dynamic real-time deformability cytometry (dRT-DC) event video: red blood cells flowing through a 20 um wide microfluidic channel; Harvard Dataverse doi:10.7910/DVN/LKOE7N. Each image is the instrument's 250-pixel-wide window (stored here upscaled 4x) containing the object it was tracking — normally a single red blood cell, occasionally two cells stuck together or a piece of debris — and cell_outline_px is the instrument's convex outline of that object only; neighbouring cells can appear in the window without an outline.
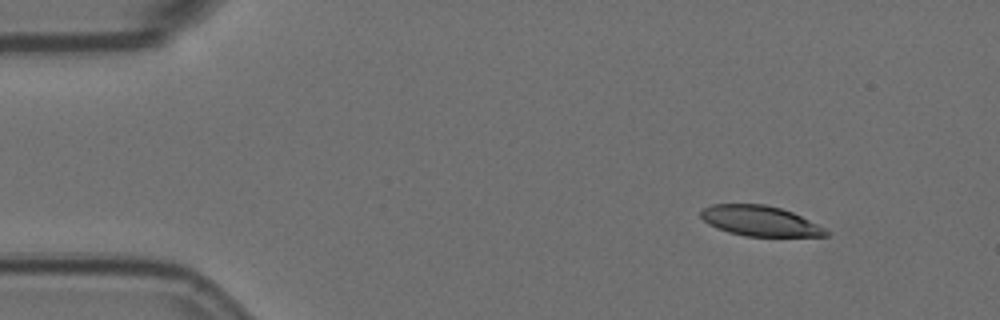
{"species": "Egyptian fruit bat (a non-hibernating species)", "species_latin": "Rousettus aegyptiacus", "temperature_condition": "room temperature", "stored_images_in_passage": 6, "camera_frame_rate_fps": 3000, "um_per_image_px": 0.085, "animal": {"sex": "female"}, "frame": {"image": 1, "passage_image": 1, "time_ms": 0.0, "image_size_px": [1000, 320], "cell_outline_px": [[828, 236], [744, 236], [728, 232], [716, 228], [708, 224], [700, 216], [700, 212], [704, 208], [712, 204], [764, 204], [780, 208], [792, 212], [824, 228], [828, 232]], "centroid_in_image_um": [64.55, 18.78], "position_along_channel_um": 20.5, "area_um2": 21.85}}
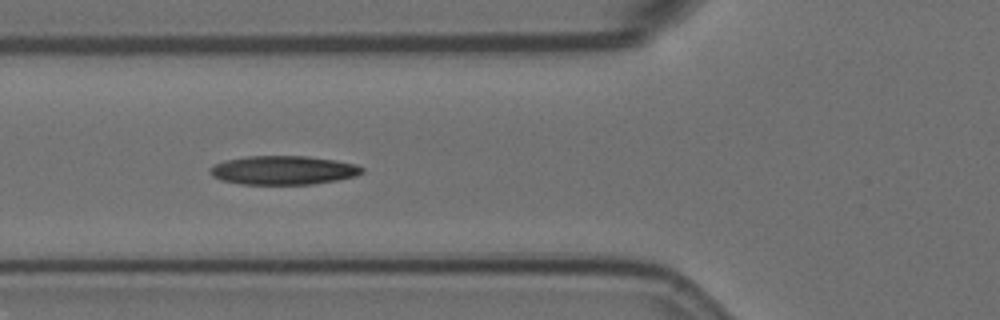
{"frame": {"image": 2, "passage_image": 5, "time_ms": 1.333, "image_size_px": [1000, 320], "cell_outline_px": [[364, 172], [356, 176], [336, 180], [312, 184], [240, 184], [220, 180], [212, 176], [208, 172], [208, 168], [224, 160], [248, 156], [308, 156], [336, 160], [356, 164], [364, 168]], "centroid_in_image_um": [24.06, 14.46], "position_along_channel_um": 101.7, "area_um2": 25.72}}
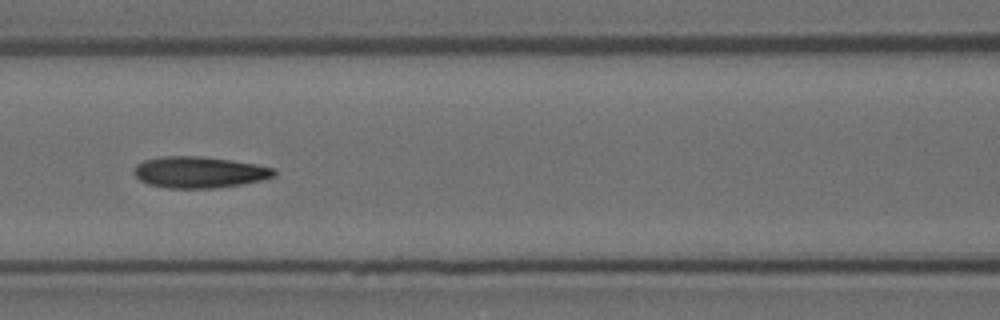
{"frame": {"image": 3, "passage_image": 6, "time_ms": 1.667, "image_size_px": [1000, 320], "cell_outline_px": [[276, 176], [264, 180], [216, 188], [168, 188], [148, 184], [140, 180], [132, 172], [132, 168], [136, 164], [144, 160], [164, 156], [200, 156], [232, 160], [256, 164], [276, 168]], "centroid_in_image_um": [16.95, 14.63], "position_along_channel_um": 149.7, "area_um2": 25.84}}